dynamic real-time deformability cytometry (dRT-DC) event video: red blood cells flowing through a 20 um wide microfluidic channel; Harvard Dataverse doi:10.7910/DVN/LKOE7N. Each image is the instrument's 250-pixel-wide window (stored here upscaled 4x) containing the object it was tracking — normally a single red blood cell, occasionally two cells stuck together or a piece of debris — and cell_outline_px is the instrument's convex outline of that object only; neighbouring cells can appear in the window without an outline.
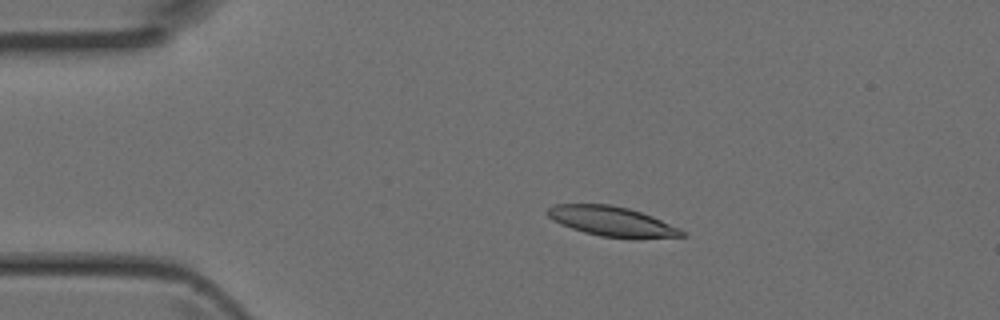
{"species": "Egyptian fruit bat (a non-hibernating species)", "species_latin": "Rousettus aegyptiacus", "temperature_condition": "room temperature", "stored_images_in_passage": 3, "camera_frame_rate_fps": 3000, "um_per_image_px": 0.085, "animal": {"sex": "female"}, "frame": {"image": 1, "passage_image": 2, "time_ms": 0.333, "image_size_px": [1000, 320], "cell_outline_px": [[688, 236], [636, 240], [632, 240], [600, 236], [584, 232], [560, 224], [552, 220], [544, 212], [548, 208], [556, 204], [608, 204], [628, 208], [652, 216], [680, 228], [688, 232]], "centroid_in_image_um": [52.08, 18.85], "position_along_channel_um": 32.9, "area_um2": 23.93}}